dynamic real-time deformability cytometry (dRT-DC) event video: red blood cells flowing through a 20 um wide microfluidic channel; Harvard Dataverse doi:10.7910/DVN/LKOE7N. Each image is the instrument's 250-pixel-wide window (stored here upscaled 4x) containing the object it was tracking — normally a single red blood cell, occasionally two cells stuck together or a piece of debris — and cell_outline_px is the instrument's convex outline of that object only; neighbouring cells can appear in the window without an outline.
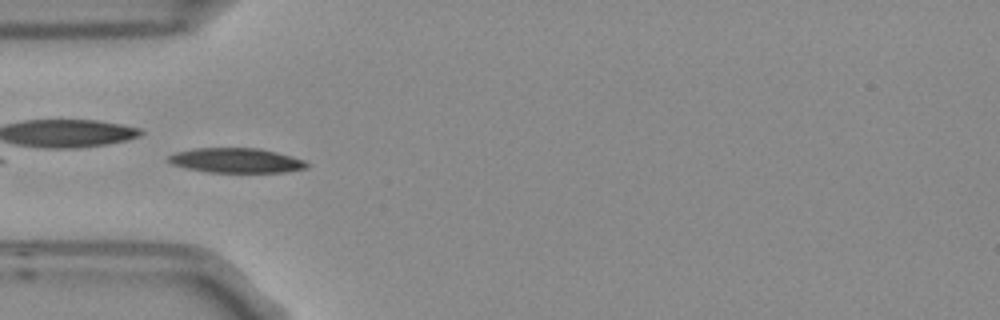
{"species": "Egyptian fruit bat (a non-hibernating species)", "species_latin": "Rousettus aegyptiacus", "temperature_condition": "room temperature", "stored_images_in_passage": 6, "camera_frame_rate_fps": 3000, "um_per_image_px": 0.085, "frame": {"image": 1, "passage_image": 5, "time_ms": 1.333, "image_size_px": [1000, 320], "cell_outline_px": [[308, 168], [288, 172], [208, 172], [184, 168], [172, 164], [168, 160], [168, 156], [176, 152], [196, 148], [260, 148], [276, 152], [304, 160], [308, 164]], "centroid_in_image_um": [20.08, 13.64], "position_along_channel_um": 64.9, "area_um2": 19.94}}